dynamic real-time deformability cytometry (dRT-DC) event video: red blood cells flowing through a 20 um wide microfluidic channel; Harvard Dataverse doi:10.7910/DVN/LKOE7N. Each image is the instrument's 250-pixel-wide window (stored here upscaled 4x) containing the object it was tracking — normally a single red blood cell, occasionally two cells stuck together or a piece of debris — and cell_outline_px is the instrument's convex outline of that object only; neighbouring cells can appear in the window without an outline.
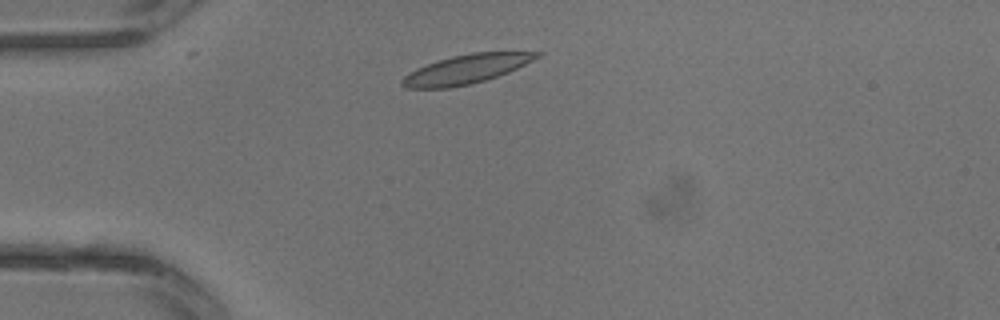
{"species": "common noctule bat (a hibernating species)", "species_latin": "Nyctalus noctula", "temperature_condition": "warm", "stored_images_in_passage": 1, "camera_frame_rate_fps": 3000, "um_per_image_px": 0.085, "animal": {"sex": "male", "body_mass_g": 13.3}, "frame": {"image": 1, "passage_image": 1, "time_ms": 0.0, "image_size_px": [1000, 320], "cell_outline_px": [[544, 52], [540, 56], [508, 72], [484, 80], [468, 84], [448, 88], [408, 88], [400, 84], [400, 80], [408, 72], [416, 68], [452, 56], [472, 52]], "centroid_in_image_um": [39.58, 5.88], "position_along_channel_um": 45.4, "area_um2": 22.43}}